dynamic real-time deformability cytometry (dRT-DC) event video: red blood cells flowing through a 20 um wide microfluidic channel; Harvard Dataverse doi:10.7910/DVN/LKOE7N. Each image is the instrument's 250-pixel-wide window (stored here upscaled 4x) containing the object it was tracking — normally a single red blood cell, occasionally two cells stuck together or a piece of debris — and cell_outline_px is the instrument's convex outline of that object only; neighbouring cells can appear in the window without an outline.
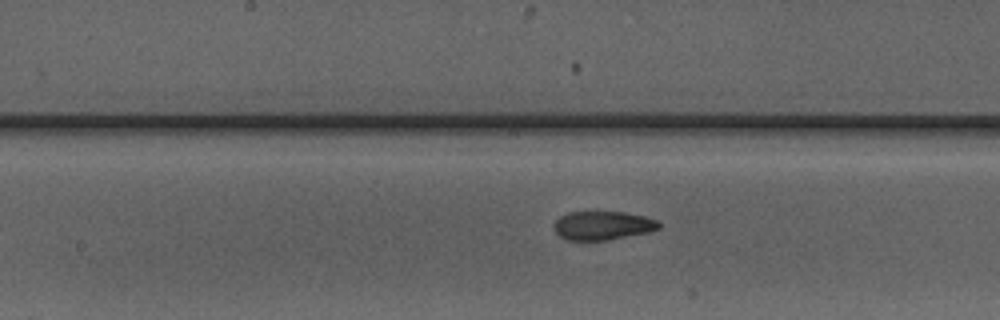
{"species": "Egyptian fruit bat (a non-hibernating species)", "species_latin": "Rousettus aegyptiacus", "temperature_condition": "warm", "stored_images_in_passage": 8, "camera_frame_rate_fps": 3000, "um_per_image_px": 0.085, "animal": {"sex": "male"}, "frame": {"image": 1, "passage_image": 8, "time_ms": 9.333, "image_size_px": [1000, 320], "cell_outline_px": [[660, 228], [648, 232], [608, 240], [568, 240], [560, 236], [552, 228], [556, 220], [560, 216], [568, 212], [624, 212], [644, 216], [656, 220], [660, 224]], "centroid_in_image_um": [51.21, 19.17], "position_along_channel_um": 197.0, "area_um2": 17.51}}